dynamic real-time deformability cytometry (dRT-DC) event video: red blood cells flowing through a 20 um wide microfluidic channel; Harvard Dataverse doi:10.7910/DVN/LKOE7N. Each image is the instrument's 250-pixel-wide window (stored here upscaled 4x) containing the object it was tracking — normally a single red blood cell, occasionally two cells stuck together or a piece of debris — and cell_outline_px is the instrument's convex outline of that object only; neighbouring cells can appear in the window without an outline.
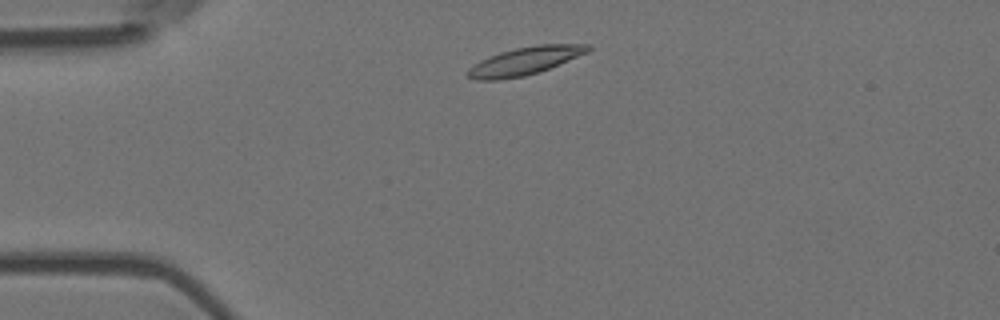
{"species": "Egyptian fruit bat (a non-hibernating species)", "species_latin": "Rousettus aegyptiacus", "temperature_condition": "room temperature", "stored_images_in_passage": 1, "camera_frame_rate_fps": 3000, "um_per_image_px": 0.085, "animal": {"sex": "female"}, "frame": {"image": 1, "passage_image": 1, "time_ms": 0.0, "image_size_px": [1000, 320], "cell_outline_px": [[592, 48], [588, 52], [540, 72], [524, 76], [496, 80], [476, 80], [468, 76], [464, 72], [468, 68], [480, 60], [488, 56], [500, 52], [516, 48], [536, 44], [592, 44]], "centroid_in_image_um": [44.6, 5.18], "position_along_channel_um": 40.4, "area_um2": 19.65}}